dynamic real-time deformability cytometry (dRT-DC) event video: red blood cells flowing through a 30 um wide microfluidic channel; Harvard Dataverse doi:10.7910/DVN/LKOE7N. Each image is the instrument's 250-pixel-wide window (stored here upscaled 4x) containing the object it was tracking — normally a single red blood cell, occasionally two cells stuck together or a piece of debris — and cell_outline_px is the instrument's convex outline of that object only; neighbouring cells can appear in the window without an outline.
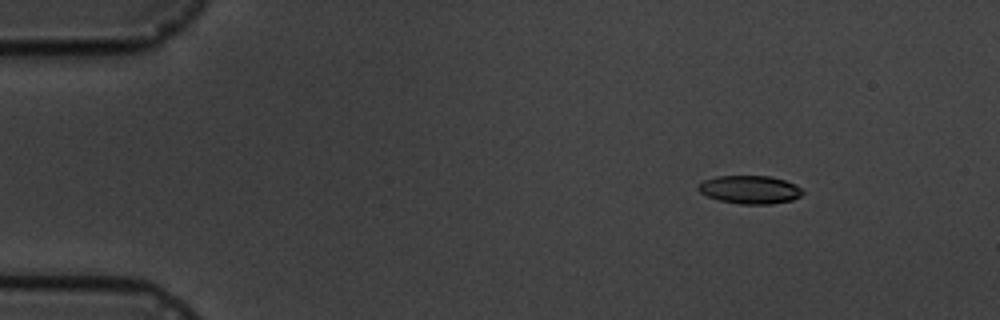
{"species": "common noctule bat (a hibernating species)", "species_latin": "Nyctalus noctula", "temperature_condition": "cold", "stored_images_in_passage": 11, "camera_frame_rate_fps": 3000, "um_per_image_px": 0.085, "animal": {"sex": "male", "body_mass_g": 19.5, "forearm_length_mm": 54.6}, "frame": {"image": 1, "passage_image": 2, "time_ms": 1.667, "image_size_px": [1000, 320], "cell_outline_px": [[804, 192], [800, 196], [792, 200], [772, 204], [740, 204], [720, 200], [708, 196], [700, 192], [696, 188], [704, 180], [716, 176], [768, 176], [784, 180], [800, 188]], "centroid_in_image_um": [63.73, 16.12], "position_along_channel_um": 21.3, "area_um2": 16.94}}
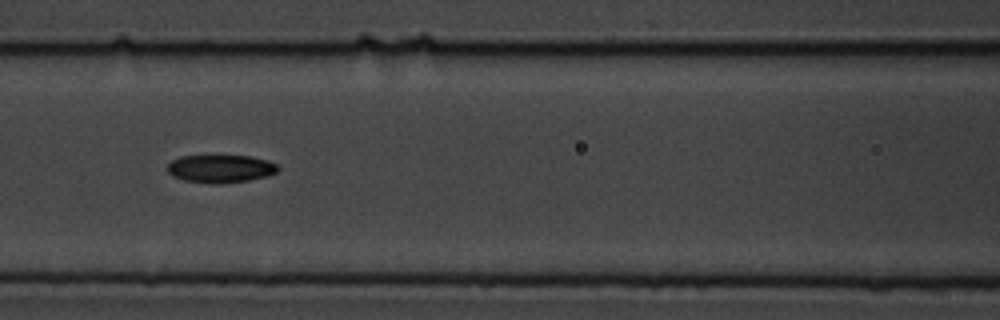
{"frame": {"image": 2, "passage_image": 7, "time_ms": 7.667, "image_size_px": [1000, 320], "cell_outline_px": [[280, 168], [276, 172], [268, 176], [248, 180], [220, 184], [212, 184], [184, 180], [172, 176], [168, 172], [168, 164], [172, 160], [180, 156], [248, 156], [268, 160], [276, 164]], "centroid_in_image_um": [18.75, 14.34], "position_along_channel_um": 147.9, "area_um2": 17.98}}
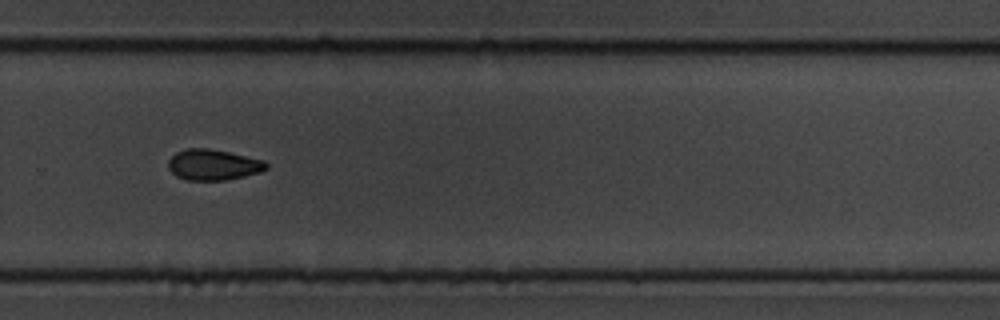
{"frame": {"image": 3, "passage_image": 11, "time_ms": 12.333, "image_size_px": [1000, 320], "cell_outline_px": [[268, 168], [260, 172], [244, 176], [224, 180], [184, 180], [176, 176], [168, 168], [168, 160], [176, 152], [188, 148], [208, 148], [228, 152], [264, 160], [268, 164]], "centroid_in_image_um": [18.11, 14.01], "position_along_channel_um": 311.7, "area_um2": 17.57}}